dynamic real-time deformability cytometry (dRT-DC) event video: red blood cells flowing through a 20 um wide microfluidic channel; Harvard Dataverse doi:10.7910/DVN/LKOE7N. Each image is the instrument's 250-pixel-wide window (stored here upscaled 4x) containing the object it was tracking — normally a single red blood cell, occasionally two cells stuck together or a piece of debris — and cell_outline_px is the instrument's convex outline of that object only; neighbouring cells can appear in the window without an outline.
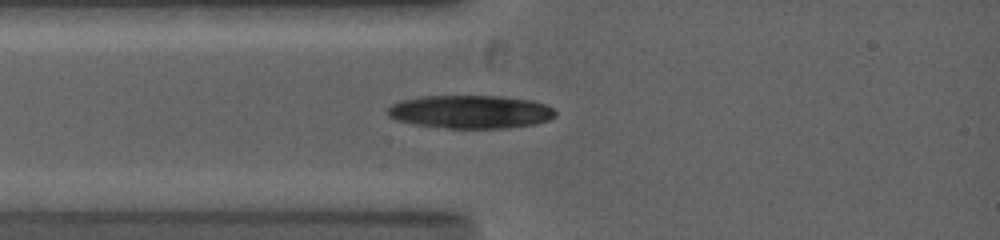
{"species": "common noctule bat (a hibernating species)", "species_latin": "Nyctalus noctula", "temperature_condition": "warm", "stored_images_in_passage": 3, "camera_frame_rate_fps": 5000, "um_per_image_px": 0.085, "animal": {"sex": "female", "body_mass_g": 19.0, "forearm_length_mm": 53.3}, "frame": {"image": 1, "passage_image": 3, "time_ms": 1.6, "image_size_px": [1000, 240], "cell_outline_px": [[556, 116], [548, 120], [536, 124], [504, 128], [448, 128], [416, 124], [396, 120], [388, 116], [388, 108], [392, 104], [400, 100], [420, 96], [500, 96], [532, 100], [548, 104], [556, 112]], "centroid_in_image_um": [40.02, 9.49], "position_along_channel_um": 45.0, "area_um2": 32.6}}